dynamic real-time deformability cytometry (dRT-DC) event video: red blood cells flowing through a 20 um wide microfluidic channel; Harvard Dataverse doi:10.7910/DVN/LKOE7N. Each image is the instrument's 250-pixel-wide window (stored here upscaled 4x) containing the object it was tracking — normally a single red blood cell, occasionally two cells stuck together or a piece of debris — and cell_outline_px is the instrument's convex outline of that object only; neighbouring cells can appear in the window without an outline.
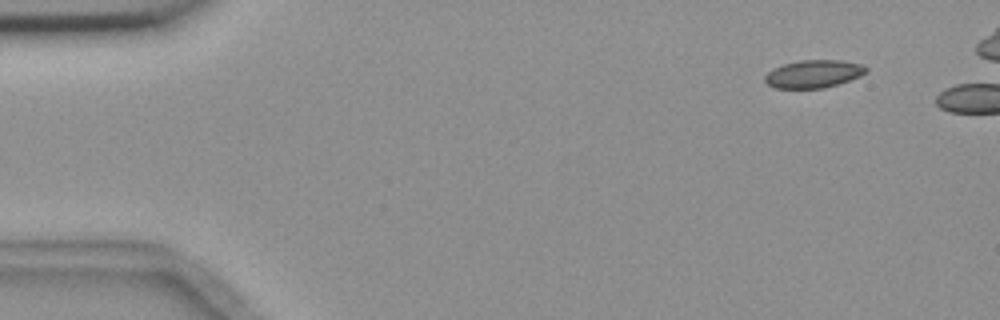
{"species": "common noctule bat (a hibernating species)", "species_latin": "Nyctalus noctula", "temperature_condition": "room temperature", "stored_images_in_passage": 2, "camera_frame_rate_fps": 3000, "um_per_image_px": 0.085, "animal": {"sex": "female", "body_mass_g": 18.4}, "frame": {"image": 1, "passage_image": 1, "time_ms": 0.0, "image_size_px": [1000, 320], "cell_outline_px": [[868, 72], [860, 76], [824, 88], [776, 88], [768, 84], [764, 80], [764, 76], [772, 68], [784, 64], [800, 60], [840, 60], [860, 64], [868, 68]], "centroid_in_image_um": [69.14, 6.27], "position_along_channel_um": 15.9, "area_um2": 16.3}}